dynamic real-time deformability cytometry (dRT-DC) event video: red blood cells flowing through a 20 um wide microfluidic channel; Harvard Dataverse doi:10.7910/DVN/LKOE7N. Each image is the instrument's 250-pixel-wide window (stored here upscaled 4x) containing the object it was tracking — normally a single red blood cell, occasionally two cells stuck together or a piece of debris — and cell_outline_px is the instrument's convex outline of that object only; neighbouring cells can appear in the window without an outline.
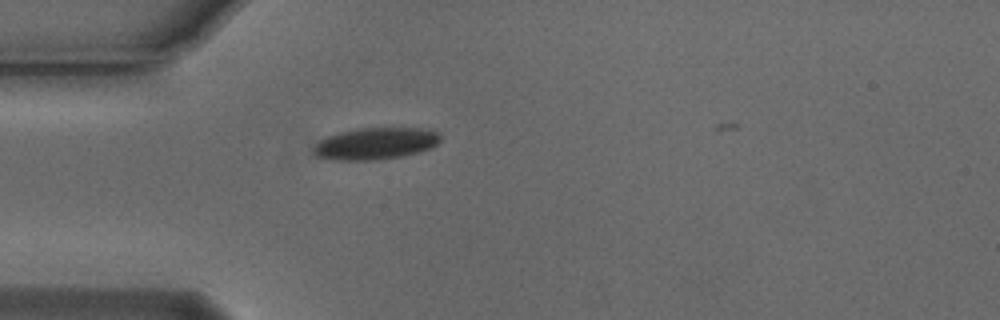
{"species": "Egyptian fruit bat (a non-hibernating species)", "species_latin": "Rousettus aegyptiacus", "temperature_condition": "cold", "stored_images_in_passage": 38, "camera_frame_rate_fps": 3000, "um_per_image_px": 0.085, "animal": {"sex": "male"}, "frame": {"image": 1, "passage_image": 3, "time_ms": 0.667, "image_size_px": [1000, 320], "cell_outline_px": [[440, 140], [432, 148], [400, 156], [372, 160], [336, 160], [316, 156], [312, 152], [312, 148], [324, 136], [356, 128], [428, 128], [440, 132]], "centroid_in_image_um": [31.91, 12.18], "position_along_channel_um": 53.1, "area_um2": 23.64}}
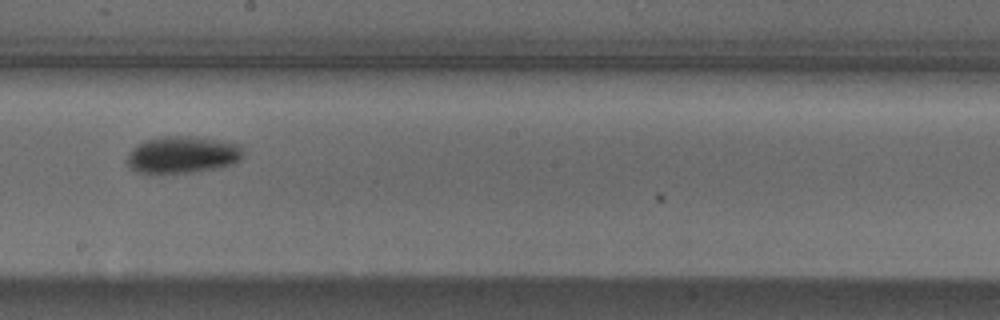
{"frame": {"image": 2, "passage_image": 18, "time_ms": 5.667, "image_size_px": [1000, 320], "cell_outline_px": [[244, 156], [240, 160], [232, 164], [196, 172], [136, 172], [128, 168], [128, 152], [136, 144], [144, 140], [160, 136], [192, 136], [240, 144], [244, 152]], "centroid_in_image_um": [15.5, 13.13], "position_along_channel_um": 232.7, "area_um2": 25.03}}
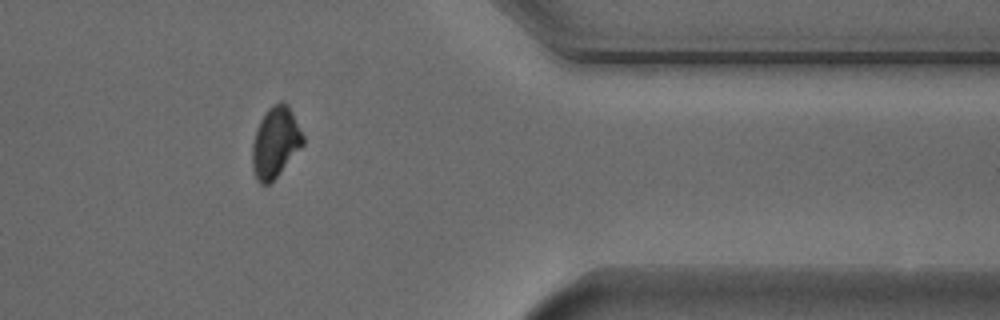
{"frame": {"image": 3, "passage_image": 32, "time_ms": 10.333, "image_size_px": [1000, 320], "cell_outline_px": [[304, 144], [280, 172], [268, 184], [260, 184], [256, 180], [252, 168], [252, 144], [256, 128], [260, 120], [268, 108], [272, 104], [280, 100], [284, 100], [288, 104], [304, 136]], "centroid_in_image_um": [23.4, 12.06], "position_along_channel_um": 388.0, "area_um2": 20.98}, "authors_computed_cell_mechanics": {"area_um2": 22.7443, "velocity_mm_per_s": 3.7576, "shape_relaxation_time_tau1_ms": 1.5868, "shape_relaxation_time_tau2_ms": null, "deformation_change_tau1": 0.0874, "deformation_change_tau2": null}}